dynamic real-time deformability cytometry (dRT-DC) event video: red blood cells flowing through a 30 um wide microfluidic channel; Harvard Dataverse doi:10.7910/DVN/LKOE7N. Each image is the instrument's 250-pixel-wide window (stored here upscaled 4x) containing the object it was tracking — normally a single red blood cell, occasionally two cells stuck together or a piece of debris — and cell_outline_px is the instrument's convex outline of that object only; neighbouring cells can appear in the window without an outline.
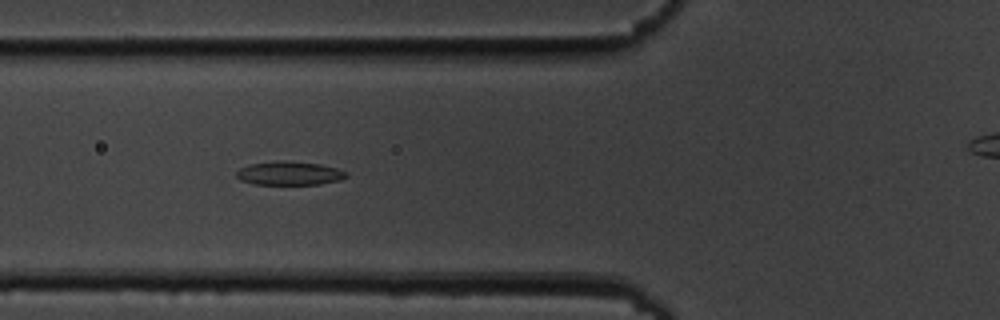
{"species": "common noctule bat (a hibernating species)", "species_latin": "Nyctalus noctula", "temperature_condition": "cold", "stored_images_in_passage": 40, "camera_frame_rate_fps": 3000, "um_per_image_px": 0.085, "animal": {"sex": "male", "body_mass_g": 19.5, "forearm_length_mm": 54.6}, "frame": {"image": 1, "passage_image": 11, "time_ms": 3.333, "image_size_px": [1000, 320], "cell_outline_px": [[348, 176], [340, 180], [320, 184], [252, 184], [240, 180], [236, 176], [236, 172], [240, 168], [248, 164], [276, 160], [284, 160], [320, 164], [336, 168], [348, 172]], "centroid_in_image_um": [24.58, 14.72], "position_along_channel_um": 101.2, "area_um2": 15.32}}
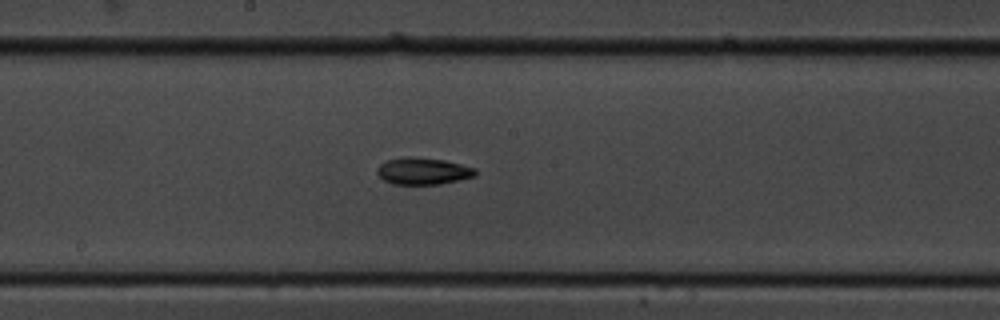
{"frame": {"image": 2, "passage_image": 20, "time_ms": 6.333, "image_size_px": [1000, 320], "cell_outline_px": [[476, 176], [440, 184], [392, 184], [384, 180], [376, 172], [376, 168], [380, 164], [388, 160], [404, 156], [408, 156], [444, 160], [476, 168]], "centroid_in_image_um": [35.94, 14.54], "position_along_channel_um": 212.3, "area_um2": 15.37}}
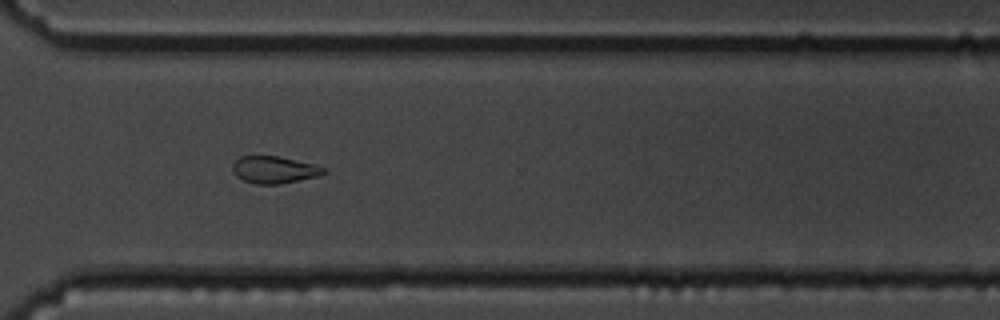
{"frame": {"image": 3, "passage_image": 31, "time_ms": 10.0, "image_size_px": [1000, 320], "cell_outline_px": [[324, 172], [320, 176], [280, 184], [256, 184], [244, 180], [236, 176], [232, 168], [232, 164], [240, 156], [276, 156], [312, 164], [324, 168]], "centroid_in_image_um": [23.27, 14.44], "position_along_channel_um": 347.3, "area_um2": 14.16}}